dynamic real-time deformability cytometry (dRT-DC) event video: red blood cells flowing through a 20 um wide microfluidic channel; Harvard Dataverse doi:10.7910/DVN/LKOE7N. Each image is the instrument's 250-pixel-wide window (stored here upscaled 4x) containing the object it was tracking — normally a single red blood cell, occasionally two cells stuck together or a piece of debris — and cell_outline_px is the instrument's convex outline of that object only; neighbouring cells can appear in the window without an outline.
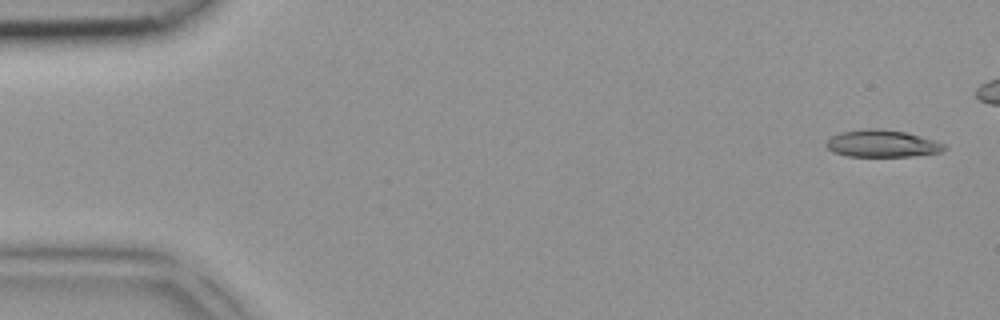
{"species": "common noctule bat (a hibernating species)", "species_latin": "Nyctalus noctula", "temperature_condition": "room temperature", "stored_images_in_passage": 5, "camera_frame_rate_fps": 3000, "um_per_image_px": 0.085, "animal": {"sex": "female", "body_mass_g": 18.4}, "frame": {"image": 1, "passage_image": 1, "time_ms": 0.0, "image_size_px": [1000, 320], "cell_outline_px": [[948, 148], [940, 152], [912, 156], [848, 156], [832, 152], [824, 144], [832, 136], [840, 132], [864, 128], [880, 128], [904, 132], [936, 140], [948, 144]], "centroid_in_image_um": [75.0, 12.2], "position_along_channel_um": 10.0, "area_um2": 18.84}}